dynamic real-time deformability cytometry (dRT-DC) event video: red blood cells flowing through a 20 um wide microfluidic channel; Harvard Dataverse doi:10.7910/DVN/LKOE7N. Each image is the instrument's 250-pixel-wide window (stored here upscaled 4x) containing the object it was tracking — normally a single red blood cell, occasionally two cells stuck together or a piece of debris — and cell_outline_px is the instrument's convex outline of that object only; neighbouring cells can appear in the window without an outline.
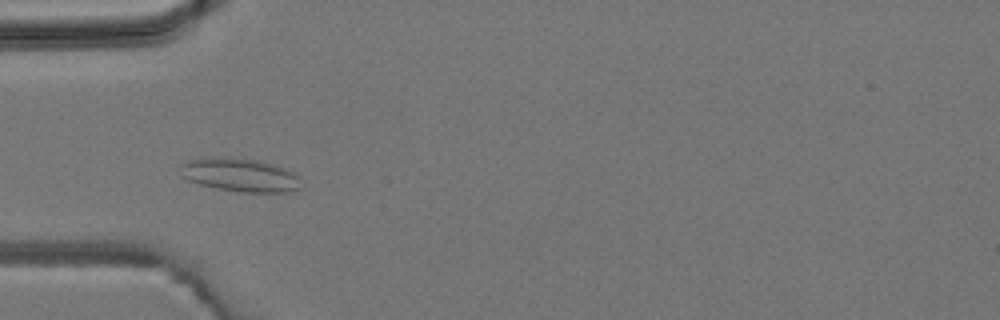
{"species": "common noctule bat (a hibernating species)", "species_latin": "Nyctalus noctula", "temperature_condition": "room temperature", "stored_images_in_passage": 3, "camera_frame_rate_fps": 3000, "um_per_image_px": 0.085, "animal": {"sex": "male", "body_mass_g": 19.2, "forearm_length_mm": 51.8}, "frame": {"image": 1, "passage_image": 2, "time_ms": 1.333, "image_size_px": [1000, 320], "cell_outline_px": [[300, 188], [284, 192], [240, 192], [216, 188], [200, 184], [188, 180], [180, 176], [180, 164], [192, 160], [212, 156], [252, 160], [272, 164], [284, 168], [300, 176]], "centroid_in_image_um": [20.37, 14.88], "position_along_channel_um": 64.6, "area_um2": 23.29}}